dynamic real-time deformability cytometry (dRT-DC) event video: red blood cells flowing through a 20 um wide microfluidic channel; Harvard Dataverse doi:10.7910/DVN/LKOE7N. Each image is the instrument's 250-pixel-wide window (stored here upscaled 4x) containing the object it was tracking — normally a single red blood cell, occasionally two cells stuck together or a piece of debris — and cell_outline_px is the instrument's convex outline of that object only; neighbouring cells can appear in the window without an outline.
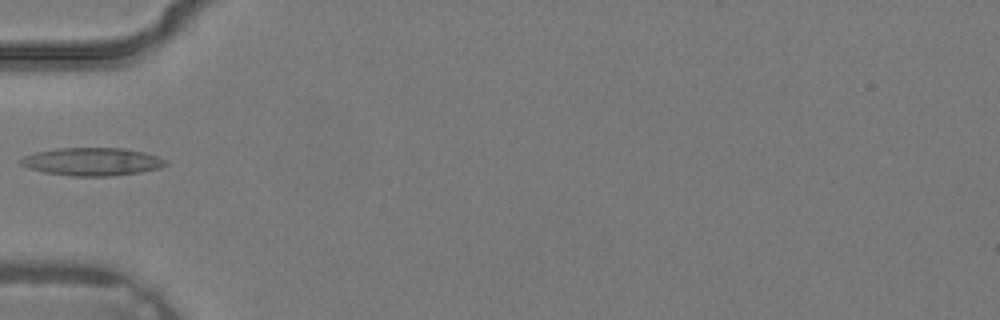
{"species": "common noctule bat (a hibernating species)", "species_latin": "Nyctalus noctula", "temperature_condition": "warm", "stored_images_in_passage": 3, "camera_frame_rate_fps": 3000, "um_per_image_px": 0.085, "animal": {"sex": "male", "body_mass_g": 19.2, "forearm_length_mm": 51.8}, "frame": {"image": 1, "passage_image": 3, "time_ms": 0.667, "image_size_px": [1000, 320], "cell_outline_px": [[168, 164], [160, 168], [140, 172], [112, 176], [72, 176], [44, 172], [28, 168], [20, 164], [16, 160], [24, 156], [36, 152], [56, 148], [124, 148], [144, 152], [168, 160]], "centroid_in_image_um": [7.82, 13.74], "position_along_channel_um": 77.2, "area_um2": 23.76}}